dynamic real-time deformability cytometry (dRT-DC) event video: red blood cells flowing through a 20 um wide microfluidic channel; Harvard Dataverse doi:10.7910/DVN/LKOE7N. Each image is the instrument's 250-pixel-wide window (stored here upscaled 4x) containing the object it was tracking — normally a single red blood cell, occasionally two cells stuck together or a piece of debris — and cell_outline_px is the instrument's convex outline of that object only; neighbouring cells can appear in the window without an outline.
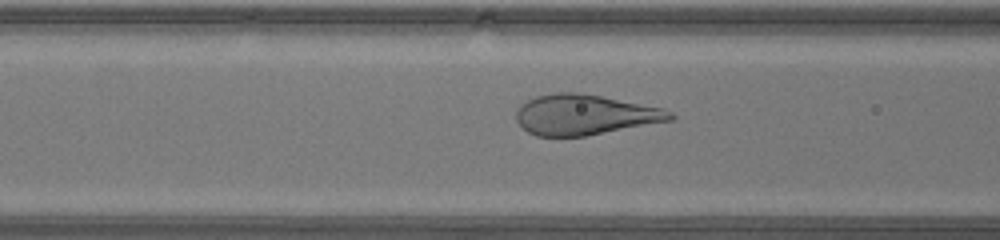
{"species": "human", "species_latin": "Homo sapiens", "temperature_condition": "warm", "stored_images_in_passage": 35, "camera_frame_rate_fps": 3000, "um_per_image_px": 0.085, "donor": {"sex": "male"}, "frame": {"image": 1, "passage_image": 8, "time_ms": 2.333, "image_size_px": [1000, 240], "cell_outline_px": [[676, 116], [672, 120], [584, 136], [536, 136], [528, 132], [516, 120], [516, 108], [520, 104], [536, 96], [552, 92], [580, 92], [664, 108], [672, 112]], "centroid_in_image_um": [49.68, 9.74], "position_along_channel_um": 116.9, "area_um2": 36.18}}
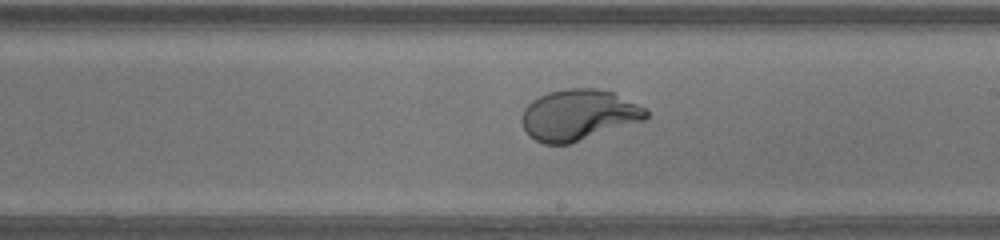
{"frame": {"image": 2, "passage_image": 16, "time_ms": 5.0, "image_size_px": [1000, 240], "cell_outline_px": [[648, 116], [644, 120], [568, 144], [544, 144], [536, 140], [524, 128], [520, 120], [524, 108], [532, 100], [548, 92], [568, 88], [596, 88], [612, 92], [644, 108], [648, 112]], "centroid_in_image_um": [49.14, 9.76], "position_along_channel_um": 239.9, "area_um2": 36.36}}
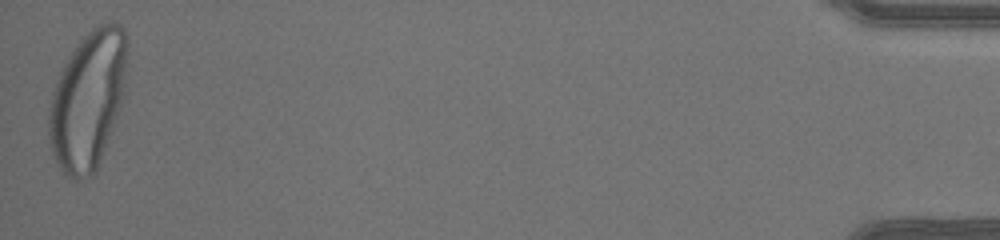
{"frame": {"image": 3, "passage_image": 35, "time_ms": 11.333, "image_size_px": [1000, 240], "cell_outline_px": [[128, 52], [124, 96], [96, 172], [92, 176], [80, 180], [72, 180], [60, 168], [52, 152], [48, 132], [48, 116], [52, 92], [60, 72], [68, 56], [80, 40], [96, 24], [108, 20], [120, 24], [124, 28], [128, 40]], "centroid_in_image_um": [7.5, 8.46], "position_along_channel_um": 427.7, "area_um2": 63.7}}